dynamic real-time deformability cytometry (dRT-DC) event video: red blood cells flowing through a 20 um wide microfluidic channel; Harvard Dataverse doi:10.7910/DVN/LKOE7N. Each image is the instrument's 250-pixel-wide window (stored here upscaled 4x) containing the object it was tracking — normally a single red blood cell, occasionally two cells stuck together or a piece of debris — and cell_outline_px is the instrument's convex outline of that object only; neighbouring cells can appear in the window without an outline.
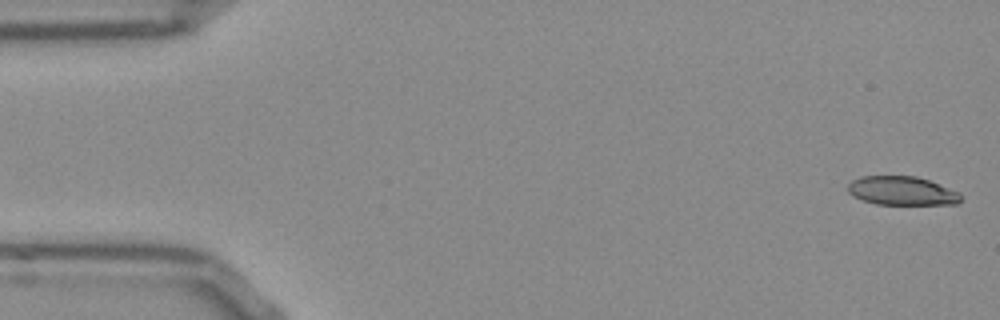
{"species": "Egyptian fruit bat (a non-hibernating species)", "species_latin": "Rousettus aegyptiacus", "temperature_condition": "room temperature", "stored_images_in_passage": 52, "camera_frame_rate_fps": 3000, "um_per_image_px": 0.085, "frame": {"image": 1, "passage_image": 1, "time_ms": 0.0, "image_size_px": [1000, 320], "cell_outline_px": [[960, 200], [956, 204], [876, 204], [864, 200], [848, 192], [848, 184], [852, 180], [860, 176], [916, 176], [928, 180], [960, 192]], "centroid_in_image_um": [76.66, 16.21], "position_along_channel_um": 8.3, "area_um2": 18.73}}
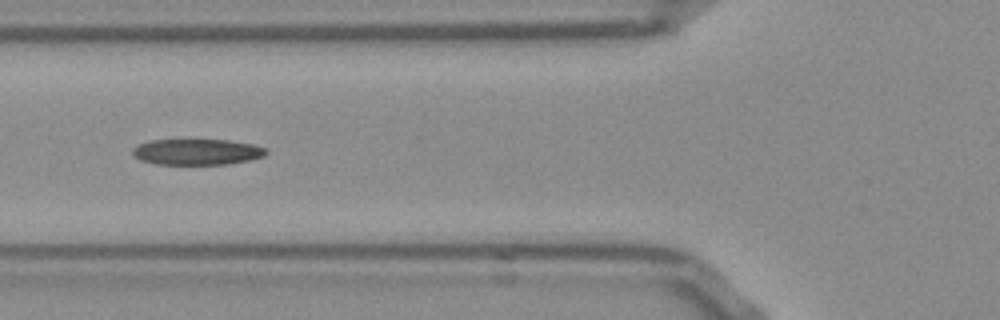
{"frame": {"image": 2, "passage_image": 19, "time_ms": 6.0, "image_size_px": [1000, 320], "cell_outline_px": [[268, 152], [264, 156], [248, 160], [228, 164], [156, 164], [140, 160], [132, 152], [132, 148], [148, 140], [228, 140], [252, 144], [264, 148]], "centroid_in_image_um": [16.73, 12.91], "position_along_channel_um": 109.1, "area_um2": 20.0}}
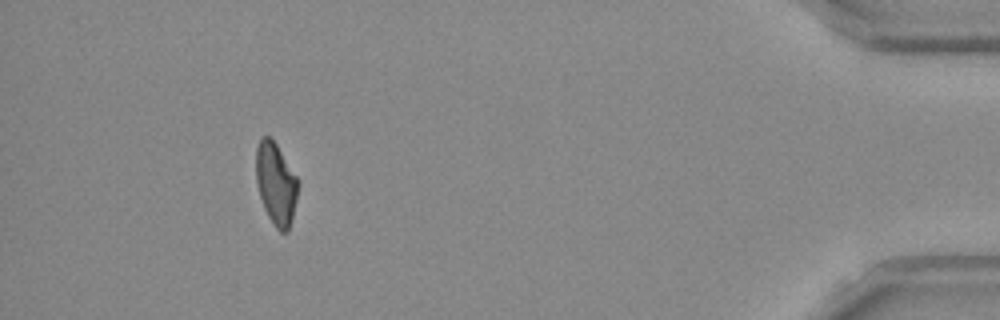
{"frame": {"image": 3, "passage_image": 48, "time_ms": 15.667, "image_size_px": [1000, 320], "cell_outline_px": [[296, 200], [288, 232], [280, 232], [276, 228], [268, 216], [264, 208], [260, 196], [256, 180], [256, 148], [260, 136], [268, 136], [276, 144], [296, 176]], "centroid_in_image_um": [23.41, 15.61], "position_along_channel_um": 411.8, "area_um2": 19.59}, "authors_computed_cell_mechanics": {"area_um2": 20.5768, "velocity_mm_per_s": 3.8102, "shape_relaxation_time_tau1_ms": null, "shape_relaxation_time_tau2_ms": 2.7696, "deformation_change_tau1": null, "deformation_change_tau2": 0.1008}}